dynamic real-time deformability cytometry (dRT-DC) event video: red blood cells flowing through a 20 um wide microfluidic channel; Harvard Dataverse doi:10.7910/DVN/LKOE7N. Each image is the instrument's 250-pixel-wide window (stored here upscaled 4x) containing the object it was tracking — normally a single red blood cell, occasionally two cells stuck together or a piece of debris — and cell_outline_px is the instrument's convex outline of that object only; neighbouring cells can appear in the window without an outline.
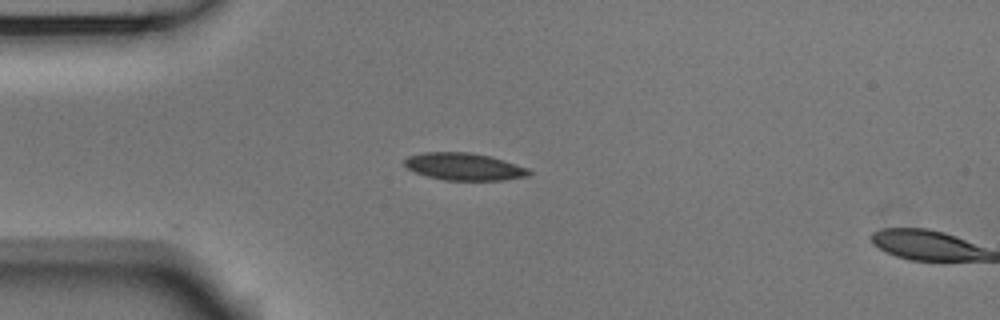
{"species": "Egyptian fruit bat (a non-hibernating species)", "species_latin": "Rousettus aegyptiacus", "temperature_condition": "room temperature", "stored_images_in_passage": 2, "camera_frame_rate_fps": 3000, "um_per_image_px": 0.085, "animal": {"sex": "male"}, "frame": {"image": 1, "passage_image": 1, "time_ms": 0.0, "image_size_px": [1000, 320], "cell_outline_px": [[532, 172], [528, 176], [504, 180], [444, 180], [428, 176], [416, 172], [408, 168], [404, 164], [404, 160], [408, 156], [424, 152], [468, 152], [488, 156], [504, 160], [528, 168]], "centroid_in_image_um": [39.46, 14.16], "position_along_channel_um": 45.5, "area_um2": 19.65}}